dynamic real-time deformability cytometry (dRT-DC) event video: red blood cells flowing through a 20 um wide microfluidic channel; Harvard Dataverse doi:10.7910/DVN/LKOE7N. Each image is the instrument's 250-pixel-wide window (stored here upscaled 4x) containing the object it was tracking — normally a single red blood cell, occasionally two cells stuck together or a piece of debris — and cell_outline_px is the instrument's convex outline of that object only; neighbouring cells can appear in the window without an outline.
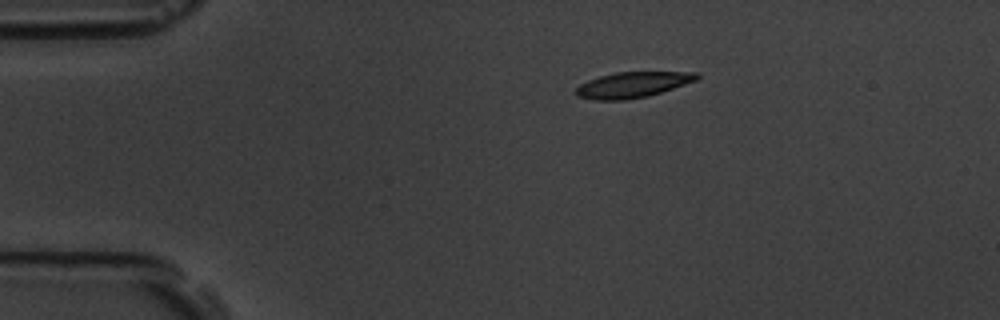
{"species": "common noctule bat (a hibernating species)", "species_latin": "Nyctalus noctula", "temperature_condition": "room temperature", "stored_images_in_passage": 47, "camera_frame_rate_fps": 3000, "um_per_image_px": 0.085, "animal": {"sex": "male", "body_mass_g": 19.5, "forearm_length_mm": 54.6}, "frame": {"image": 1, "passage_image": 1, "time_ms": 0.0, "image_size_px": [1000, 320], "cell_outline_px": [[700, 76], [696, 80], [648, 96], [624, 100], [596, 100], [576, 96], [576, 88], [580, 84], [588, 80], [600, 76], [616, 72], [700, 72]], "centroid_in_image_um": [53.76, 7.2], "position_along_channel_um": 31.2, "area_um2": 17.92}}
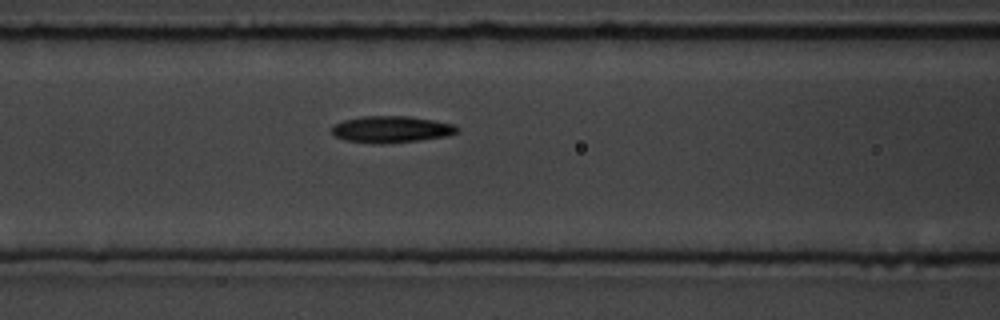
{"frame": {"image": 2, "passage_image": 14, "time_ms": 4.333, "image_size_px": [1000, 320], "cell_outline_px": [[460, 132], [448, 136], [420, 140], [380, 144], [372, 144], [344, 140], [332, 136], [332, 124], [344, 120], [360, 116], [408, 116], [432, 120], [452, 124], [460, 128]], "centroid_in_image_um": [33.23, 11.0], "position_along_channel_um": 133.4, "area_um2": 19.77}}
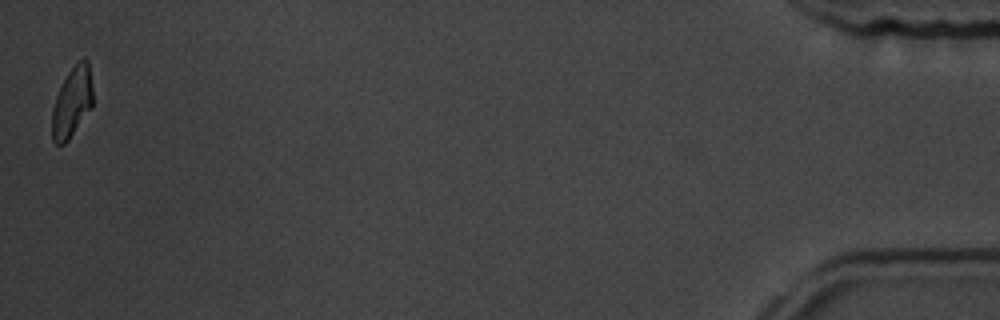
{"frame": {"image": 3, "passage_image": 47, "time_ms": 15.333, "image_size_px": [1000, 320], "cell_outline_px": [[92, 108], [68, 140], [64, 144], [56, 144], [52, 140], [52, 108], [56, 96], [68, 72], [76, 60], [84, 56], [88, 60], [92, 88]], "centroid_in_image_um": [6.13, 8.65], "position_along_channel_um": 429.1, "area_um2": 16.82}, "authors_computed_cell_mechanics": {"area_um2": 18.3804, "velocity_mm_per_s": 3.563, "shape_relaxation_time_tau1_ms": 3.5109, "shape_relaxation_time_tau2_ms": 8.0369, "deformation_change_tau1": 0.1198, "deformation_change_tau2": 0.1593}}